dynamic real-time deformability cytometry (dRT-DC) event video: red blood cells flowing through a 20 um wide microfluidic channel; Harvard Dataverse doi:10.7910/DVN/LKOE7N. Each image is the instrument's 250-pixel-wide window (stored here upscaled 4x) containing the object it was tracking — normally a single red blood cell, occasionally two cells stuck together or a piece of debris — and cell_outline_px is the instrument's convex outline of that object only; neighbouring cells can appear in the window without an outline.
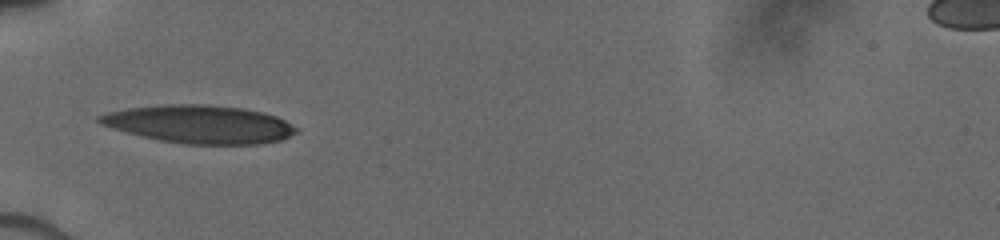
{"species": "human", "species_latin": "Homo sapiens", "temperature_condition": "cold", "stored_images_in_passage": 14, "camera_frame_rate_fps": 3000, "um_per_image_px": 0.085, "donor": {"sex": "male"}, "frame": {"image": 1, "passage_image": 1, "time_ms": 0.0, "image_size_px": [1000, 240], "cell_outline_px": [[300, 132], [280, 140], [260, 144], [184, 144], [160, 140], [112, 128], [100, 124], [96, 120], [96, 116], [108, 112], [128, 108], [164, 104], [200, 104], [240, 108], [260, 112], [276, 116], [300, 128]], "centroid_in_image_um": [16.98, 10.56], "position_along_channel_um": 68.0, "area_um2": 43.52}}
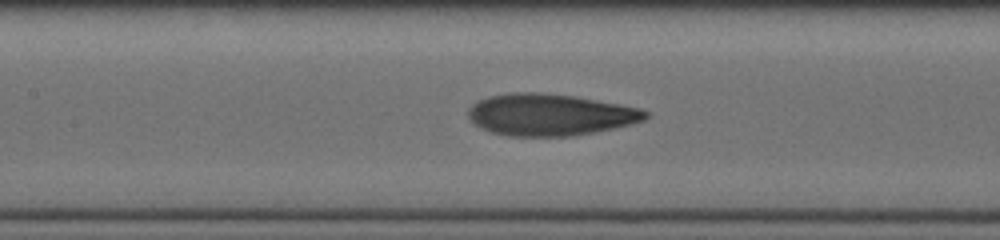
{"frame": {"image": 2, "passage_image": 7, "time_ms": 2.333, "image_size_px": [1000, 240], "cell_outline_px": [[648, 116], [644, 120], [632, 124], [572, 136], [508, 136], [492, 132], [472, 124], [468, 116], [468, 108], [472, 104], [488, 96], [508, 92], [540, 92], [576, 96], [640, 108], [648, 112]], "centroid_in_image_um": [46.71, 9.74], "position_along_channel_um": 160.7, "area_um2": 43.23}}
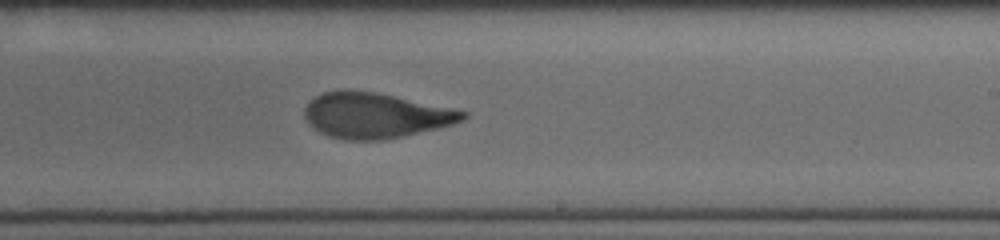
{"frame": {"image": 3, "passage_image": 14, "time_ms": 4.667, "image_size_px": [1000, 240], "cell_outline_px": [[468, 116], [452, 124], [404, 136], [384, 140], [344, 140], [328, 136], [312, 128], [304, 116], [304, 108], [316, 96], [324, 92], [344, 88], [352, 88], [376, 92], [468, 112]], "centroid_in_image_um": [31.83, 9.8], "position_along_channel_um": 257.2, "area_um2": 41.85}}